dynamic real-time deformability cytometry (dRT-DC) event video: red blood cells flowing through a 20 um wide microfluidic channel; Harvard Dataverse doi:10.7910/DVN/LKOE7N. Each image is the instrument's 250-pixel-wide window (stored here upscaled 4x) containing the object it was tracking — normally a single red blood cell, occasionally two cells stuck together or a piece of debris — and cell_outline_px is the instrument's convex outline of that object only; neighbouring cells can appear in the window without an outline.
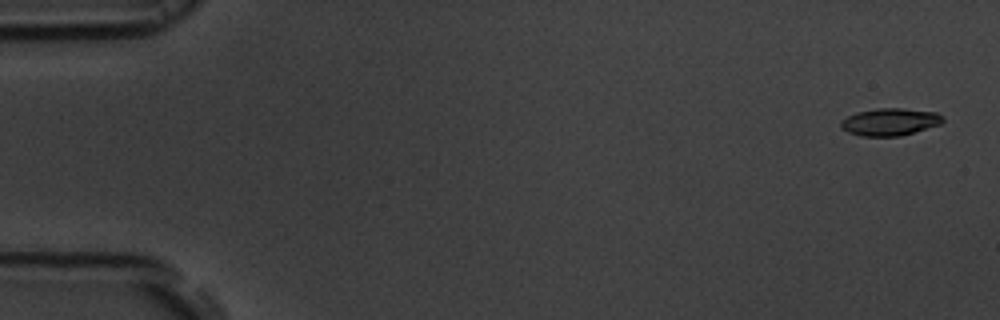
{"species": "common noctule bat (a hibernating species)", "species_latin": "Nyctalus noctula", "temperature_condition": "room temperature", "stored_images_in_passage": 53, "camera_frame_rate_fps": 3000, "um_per_image_px": 0.085, "animal": {"sex": "male", "body_mass_g": 19.5, "forearm_length_mm": 54.6}, "frame": {"image": 1, "passage_image": 2, "time_ms": 0.333, "image_size_px": [1000, 320], "cell_outline_px": [[944, 120], [940, 124], [900, 136], [860, 136], [848, 132], [840, 128], [840, 120], [856, 112], [876, 108], [900, 108], [936, 112], [944, 116]], "centroid_in_image_um": [75.61, 10.35], "position_along_channel_um": 9.4, "area_um2": 16.3}}
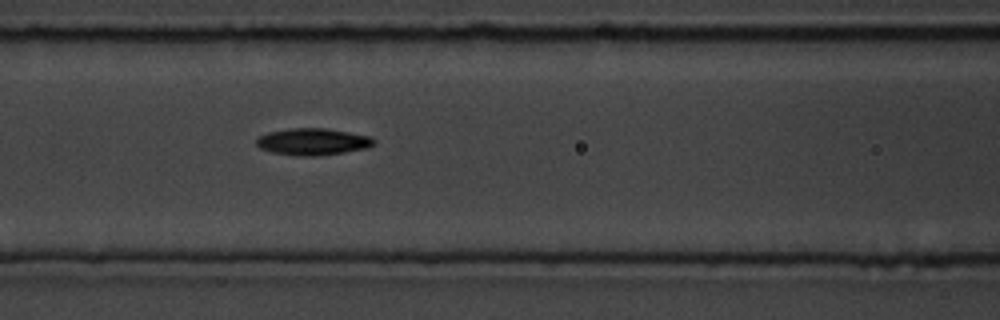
{"frame": {"image": 2, "passage_image": 23, "time_ms": 7.333, "image_size_px": [1000, 320], "cell_outline_px": [[376, 144], [368, 148], [320, 156], [296, 156], [272, 152], [260, 148], [256, 144], [256, 140], [260, 136], [268, 132], [288, 128], [324, 128], [372, 136], [376, 140]], "centroid_in_image_um": [26.62, 12.05], "position_along_channel_um": 140.0, "area_um2": 18.55}}
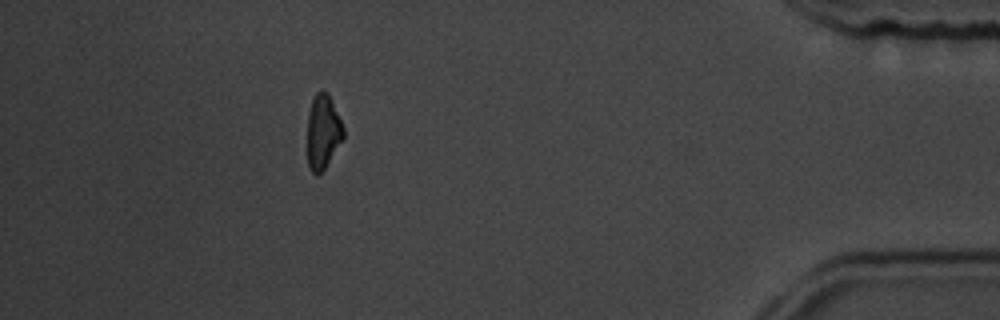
{"frame": {"image": 3, "passage_image": 48, "time_ms": 15.667, "image_size_px": [1000, 320], "cell_outline_px": [[344, 136], [324, 168], [316, 176], [312, 172], [308, 164], [308, 112], [312, 100], [316, 92], [328, 92], [344, 128]], "centroid_in_image_um": [27.44, 11.18], "position_along_channel_um": 407.8, "area_um2": 15.26}, "authors_computed_cell_mechanics": {"area_um2": 16.8198, "velocity_mm_per_s": 3.8501, "shape_relaxation_time_tau1_ms": 2.2442, "shape_relaxation_time_tau2_ms": 8.8838, "deformation_change_tau1": 0.153, "deformation_change_tau2": 0.19}}